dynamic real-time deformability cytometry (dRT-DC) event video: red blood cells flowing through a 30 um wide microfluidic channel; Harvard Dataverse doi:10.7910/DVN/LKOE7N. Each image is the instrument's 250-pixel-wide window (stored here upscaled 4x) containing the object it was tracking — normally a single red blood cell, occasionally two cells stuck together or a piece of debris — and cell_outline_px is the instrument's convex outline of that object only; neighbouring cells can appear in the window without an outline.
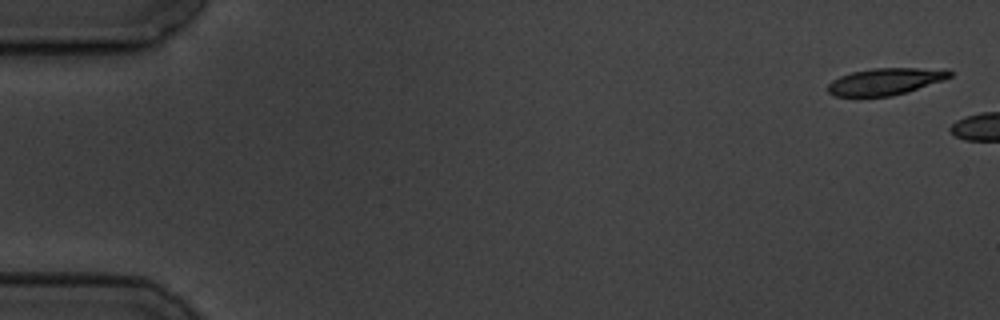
{"species": "common noctule bat (a hibernating species)", "species_latin": "Nyctalus noctula", "temperature_condition": "cold", "stored_images_in_passage": 2, "camera_frame_rate_fps": 3000, "um_per_image_px": 0.085, "animal": {"sex": "male", "body_mass_g": 19.5, "forearm_length_mm": 54.6}, "frame": {"image": 1, "passage_image": 1, "time_ms": 0.0, "image_size_px": [1000, 320], "cell_outline_px": [[952, 76], [944, 80], [908, 92], [892, 96], [856, 100], [836, 96], [828, 92], [828, 84], [832, 80], [840, 76], [852, 72], [872, 68], [948, 68], [952, 72]], "centroid_in_image_um": [75.23, 6.97], "position_along_channel_um": 9.8, "area_um2": 20.06}}